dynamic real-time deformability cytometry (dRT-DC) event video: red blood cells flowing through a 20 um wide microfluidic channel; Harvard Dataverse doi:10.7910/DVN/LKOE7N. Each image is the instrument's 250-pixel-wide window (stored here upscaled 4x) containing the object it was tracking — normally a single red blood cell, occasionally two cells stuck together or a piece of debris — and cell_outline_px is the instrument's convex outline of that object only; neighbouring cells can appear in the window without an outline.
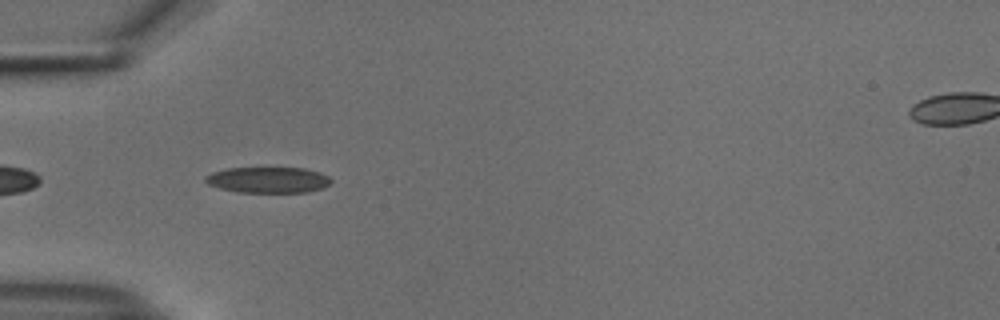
{"species": "common noctule bat (a hibernating species)", "species_latin": "Nyctalus noctula", "temperature_condition": "cold", "stored_images_in_passage": 26, "camera_frame_rate_fps": 3000, "um_per_image_px": 0.085, "animal": {"sex": "male", "body_mass_g": 18.8}, "frame": {"image": 1, "passage_image": 3, "time_ms": 0.667, "image_size_px": [1000, 320], "cell_outline_px": [[332, 180], [324, 188], [308, 192], [236, 192], [220, 188], [208, 184], [204, 180], [204, 176], [212, 172], [228, 168], [304, 168], [320, 172], [328, 176]], "centroid_in_image_um": [22.78, 15.29], "position_along_channel_um": 62.2, "area_um2": 19.02}}
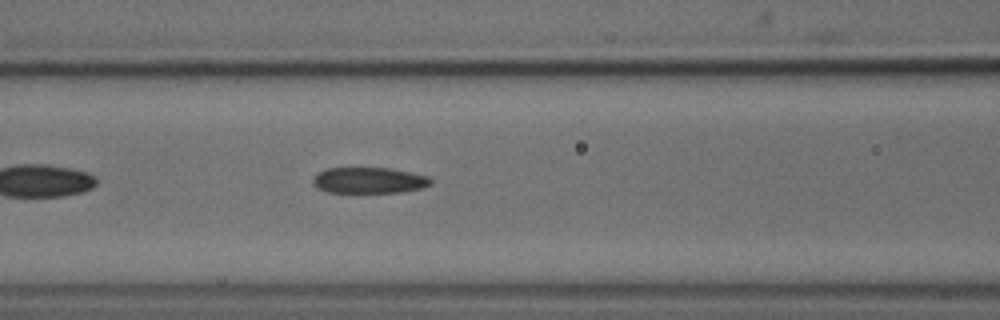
{"frame": {"image": 2, "passage_image": 9, "time_ms": 2.667, "image_size_px": [1000, 320], "cell_outline_px": [[432, 184], [424, 188], [400, 192], [328, 192], [316, 188], [312, 184], [312, 180], [320, 172], [328, 168], [388, 168], [428, 176], [432, 180]], "centroid_in_image_um": [31.38, 15.34], "position_along_channel_um": 135.2, "area_um2": 17.74}}
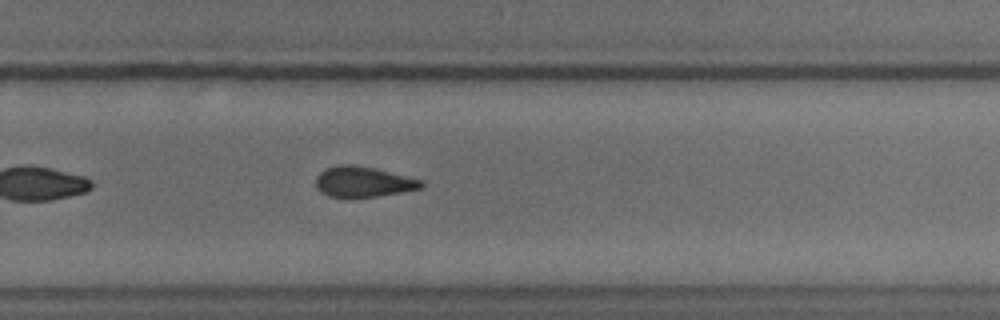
{"frame": {"image": 3, "passage_image": 22, "time_ms": 7.0, "image_size_px": [1000, 320], "cell_outline_px": [[424, 184], [420, 188], [400, 192], [376, 196], [328, 196], [320, 192], [316, 188], [316, 176], [324, 168], [340, 164], [352, 164], [372, 168], [424, 180]], "centroid_in_image_um": [30.83, 15.43], "position_along_channel_um": 299.0, "area_um2": 18.44}}